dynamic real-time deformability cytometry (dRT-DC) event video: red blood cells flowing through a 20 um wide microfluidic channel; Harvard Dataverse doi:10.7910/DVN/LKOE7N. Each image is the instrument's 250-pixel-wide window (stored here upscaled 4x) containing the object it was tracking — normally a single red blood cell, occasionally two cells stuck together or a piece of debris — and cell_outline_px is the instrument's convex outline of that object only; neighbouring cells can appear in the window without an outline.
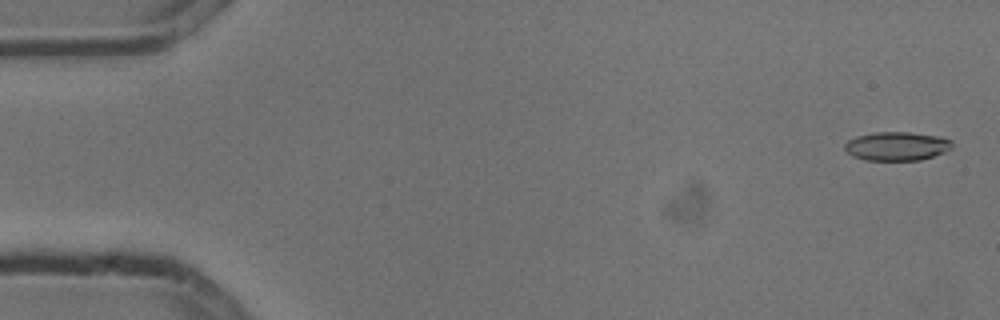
{"species": "common noctule bat (a hibernating species)", "species_latin": "Nyctalus noctula", "temperature_condition": "cold", "stored_images_in_passage": 6, "camera_frame_rate_fps": 3000, "um_per_image_px": 0.085, "animal": {"sex": "male", "body_mass_g": 13.3}, "frame": {"image": 1, "passage_image": 1, "time_ms": 0.0, "image_size_px": [1000, 320], "cell_outline_px": [[952, 148], [944, 152], [920, 160], [864, 160], [852, 156], [844, 148], [844, 144], [848, 140], [856, 136], [876, 132], [908, 132], [944, 136], [952, 140]], "centroid_in_image_um": [76.24, 12.41], "position_along_channel_um": 8.8, "area_um2": 18.15}}
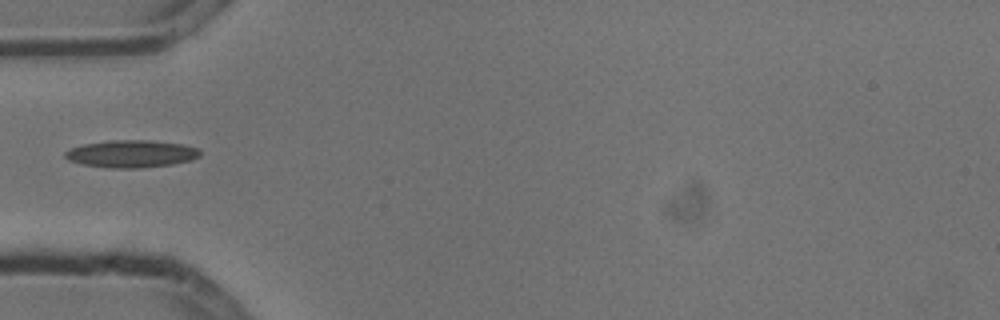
{"frame": {"image": 2, "passage_image": 5, "time_ms": 1.333, "image_size_px": [1000, 320], "cell_outline_px": [[200, 156], [192, 160], [172, 164], [140, 168], [112, 168], [80, 164], [68, 160], [64, 156], [64, 152], [68, 148], [84, 144], [108, 140], [152, 140], [180, 144], [200, 148]], "centroid_in_image_um": [11.14, 13.07], "position_along_channel_um": 73.9, "area_um2": 21.73}}
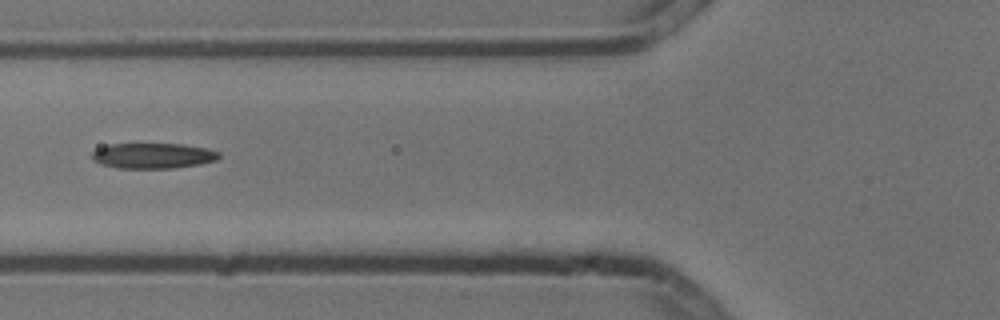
{"frame": {"image": 3, "passage_image": 6, "time_ms": 1.667, "image_size_px": [1000, 320], "cell_outline_px": [[220, 156], [216, 160], [200, 164], [172, 168], [116, 168], [100, 164], [92, 160], [92, 152], [96, 148], [108, 144], [184, 144], [204, 148], [220, 152]], "centroid_in_image_um": [12.96, 13.24], "position_along_channel_um": 112.8, "area_um2": 18.9}}